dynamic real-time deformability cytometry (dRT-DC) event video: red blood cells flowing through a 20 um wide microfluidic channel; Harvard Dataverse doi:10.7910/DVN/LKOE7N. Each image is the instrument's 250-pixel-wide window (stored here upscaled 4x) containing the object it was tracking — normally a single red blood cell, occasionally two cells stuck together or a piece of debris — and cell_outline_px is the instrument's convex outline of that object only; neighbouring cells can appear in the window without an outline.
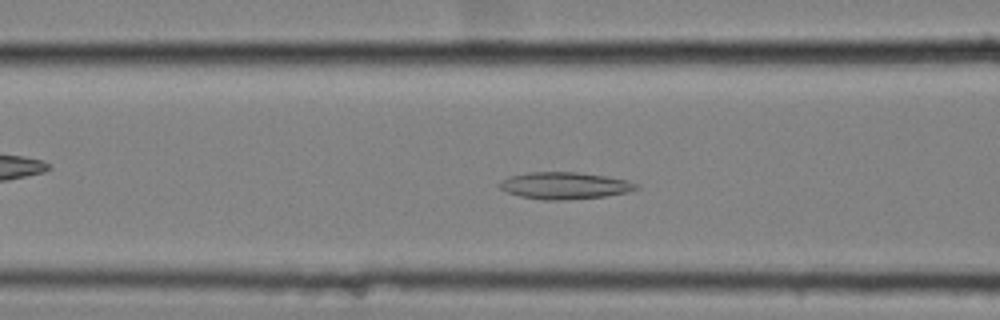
{"species": "common noctule bat (a hibernating species)", "species_latin": "Nyctalus noctula", "temperature_condition": "cold", "stored_images_in_passage": 56, "camera_frame_rate_fps": 3000, "um_per_image_px": 0.085, "animal": {"sex": "female", "body_mass_g": 25.1}, "frame": {"image": 1, "passage_image": 22, "time_ms": 7.0, "image_size_px": [1000, 320], "cell_outline_px": [[640, 188], [628, 192], [604, 196], [560, 200], [544, 200], [520, 196], [508, 192], [500, 188], [500, 180], [508, 176], [528, 172], [576, 172], [604, 176], [628, 180], [640, 184]], "centroid_in_image_um": [48.01, 15.77], "position_along_channel_um": 118.6, "area_um2": 21.39}}
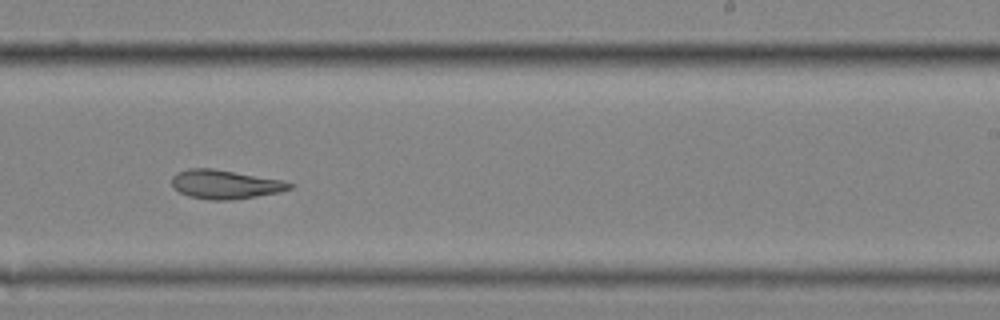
{"frame": {"image": 2, "passage_image": 35, "time_ms": 11.333, "image_size_px": [1000, 320], "cell_outline_px": [[296, 184], [292, 188], [280, 192], [232, 200], [212, 200], [188, 196], [180, 192], [172, 184], [172, 176], [176, 172], [188, 168], [212, 168], [280, 180]], "centroid_in_image_um": [19.13, 15.67], "position_along_channel_um": 269.9, "area_um2": 19.71}}
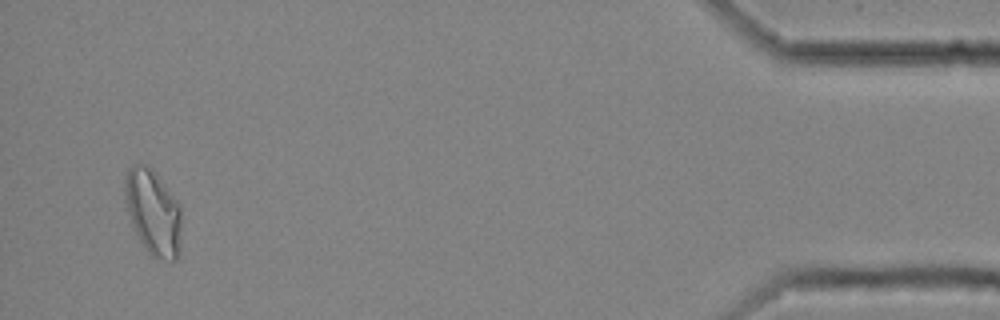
{"frame": {"image": 3, "passage_image": 54, "time_ms": 17.667, "image_size_px": [1000, 320], "cell_outline_px": [[180, 252], [176, 260], [164, 260], [152, 256], [148, 252], [140, 240], [132, 224], [128, 212], [124, 196], [124, 176], [128, 168], [132, 164], [148, 164], [152, 168], [180, 204]], "centroid_in_image_um": [13.0, 18.01], "position_along_channel_um": 422.2, "area_um2": 28.32}, "authors_computed_cell_mechanics": {"area_um2": 22.4553, "velocity_mm_per_s": 3.492, "shape_relaxation_time_tau1_ms": null, "shape_relaxation_time_tau2_ms": 4.5048, "deformation_change_tau1": null, "deformation_change_tau2": 0.1106}}